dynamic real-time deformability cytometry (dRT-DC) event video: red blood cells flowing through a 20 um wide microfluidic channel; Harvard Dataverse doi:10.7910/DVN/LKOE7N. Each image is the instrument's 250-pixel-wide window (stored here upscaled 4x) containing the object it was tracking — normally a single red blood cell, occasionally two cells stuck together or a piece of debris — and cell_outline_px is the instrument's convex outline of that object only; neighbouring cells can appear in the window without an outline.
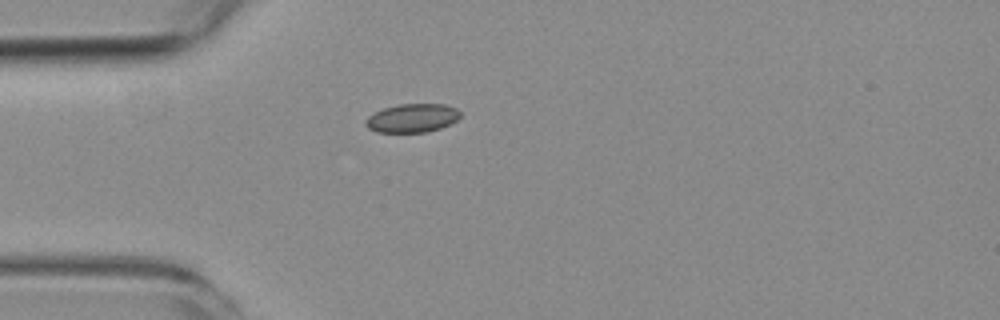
{"species": "common noctule bat (a hibernating species)", "species_latin": "Nyctalus noctula", "temperature_condition": "room temperature", "stored_images_in_passage": 1, "camera_frame_rate_fps": 3000, "um_per_image_px": 0.085, "animal": {"sex": "female", "body_mass_g": 19.3, "forearm_length_mm": 54.1}, "frame": {"image": 1, "passage_image": 1, "time_ms": 0.0, "image_size_px": [1000, 320], "cell_outline_px": [[460, 116], [456, 120], [440, 128], [424, 132], [376, 132], [368, 128], [364, 124], [364, 120], [368, 116], [384, 108], [400, 104], [444, 104], [456, 108], [460, 112]], "centroid_in_image_um": [35.01, 10.03], "position_along_channel_um": 50.0, "area_um2": 15.66}}